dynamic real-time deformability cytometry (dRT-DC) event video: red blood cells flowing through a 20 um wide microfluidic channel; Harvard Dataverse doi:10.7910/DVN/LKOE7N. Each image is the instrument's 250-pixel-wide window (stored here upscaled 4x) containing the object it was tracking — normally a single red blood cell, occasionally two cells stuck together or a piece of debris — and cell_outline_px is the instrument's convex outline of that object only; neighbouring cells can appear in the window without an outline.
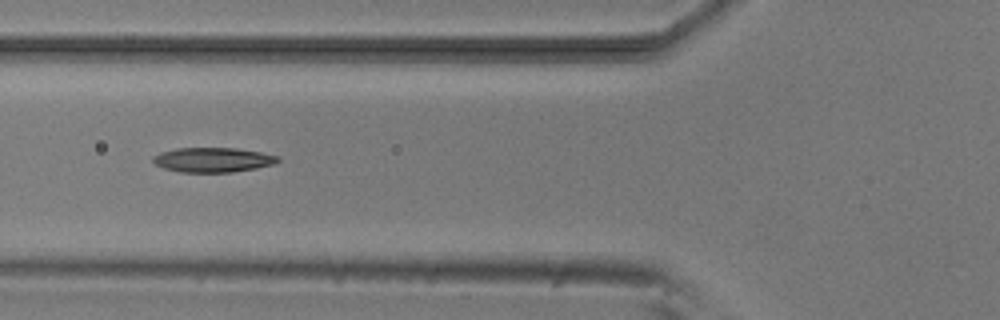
{"species": "common noctule bat (a hibernating species)", "species_latin": "Nyctalus noctula", "temperature_condition": "room temperature", "stored_images_in_passage": 8, "camera_frame_rate_fps": 3000, "um_per_image_px": 0.085, "animal": {"sex": "male", "body_mass_g": 20.5, "forearm_length_mm": 52.5}, "frame": {"image": 1, "passage_image": 6, "time_ms": 6.333, "image_size_px": [1000, 320], "cell_outline_px": [[280, 160], [272, 164], [256, 168], [232, 172], [180, 172], [164, 168], [156, 164], [152, 160], [152, 156], [160, 152], [176, 148], [236, 148], [260, 152], [280, 156]], "centroid_in_image_um": [18.08, 13.58], "position_along_channel_um": 107.7, "area_um2": 17.92}}
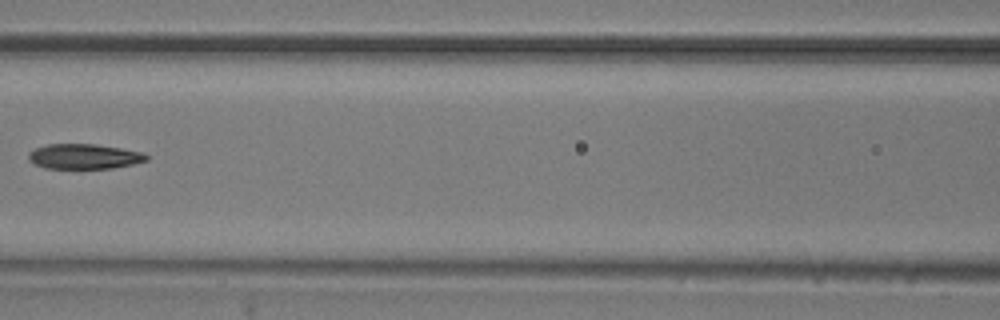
{"frame": {"image": 2, "passage_image": 7, "time_ms": 7.667, "image_size_px": [1000, 320], "cell_outline_px": [[148, 160], [132, 164], [112, 168], [44, 168], [28, 160], [28, 152], [36, 148], [48, 144], [96, 144], [120, 148], [140, 152], [148, 156]], "centroid_in_image_um": [7.12, 13.29], "position_along_channel_um": 159.5, "area_um2": 17.05}}
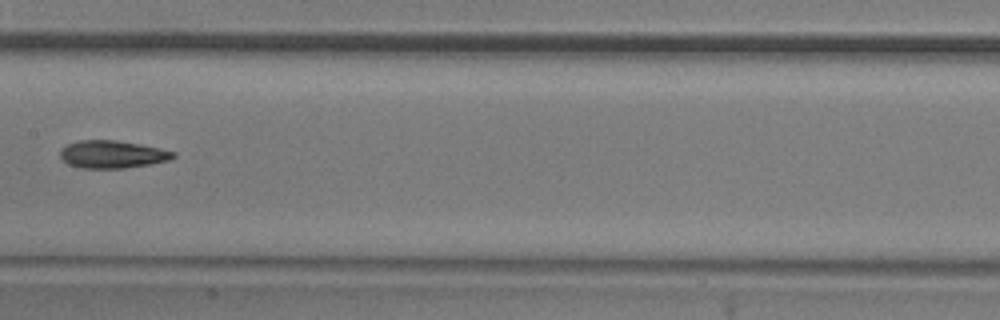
{"frame": {"image": 3, "passage_image": 8, "time_ms": 8.667, "image_size_px": [1000, 320], "cell_outline_px": [[176, 156], [168, 160], [148, 164], [124, 168], [80, 168], [68, 164], [60, 156], [60, 152], [68, 144], [80, 140], [116, 140], [140, 144], [160, 148], [176, 152]], "centroid_in_image_um": [9.56, 13.11], "position_along_channel_um": 197.8, "area_um2": 18.03}}